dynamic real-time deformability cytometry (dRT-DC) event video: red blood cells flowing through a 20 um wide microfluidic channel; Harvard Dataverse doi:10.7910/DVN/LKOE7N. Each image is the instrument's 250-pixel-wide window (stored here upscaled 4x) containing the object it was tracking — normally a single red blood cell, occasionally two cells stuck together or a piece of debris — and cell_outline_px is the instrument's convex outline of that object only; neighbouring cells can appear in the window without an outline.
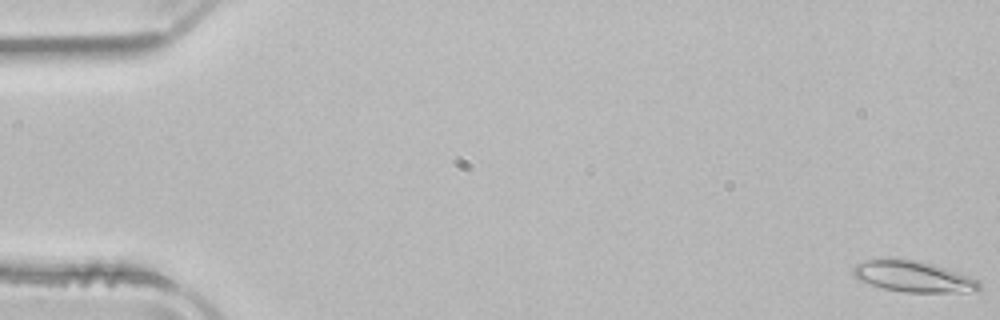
{"species": "common noctule bat (a hibernating species)", "species_latin": "Nyctalus noctula", "temperature_condition": "room temperature", "stored_images_in_passage": 53, "camera_frame_rate_fps": 3000, "um_per_image_px": 0.085, "animal": {"sex": "male", "body_mass_g": 21.5, "forearm_length_mm": 52.0}, "frame": {"image": 1, "passage_image": 1, "time_ms": 0.0, "image_size_px": [1000, 320], "cell_outline_px": [[980, 288], [976, 292], [904, 292], [884, 288], [860, 280], [852, 272], [852, 268], [856, 264], [868, 260], [916, 260], [932, 264], [956, 272], [976, 280], [980, 284]], "centroid_in_image_um": [77.64, 23.53], "position_along_channel_um": 7.4, "area_um2": 22.02}}
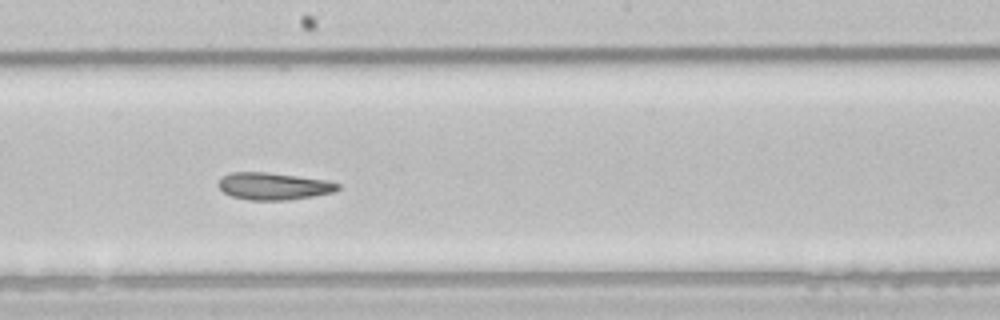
{"frame": {"image": 2, "passage_image": 29, "time_ms": 9.333, "image_size_px": [1000, 320], "cell_outline_px": [[340, 188], [336, 192], [288, 200], [248, 200], [232, 196], [224, 192], [216, 184], [220, 176], [228, 172], [264, 172], [328, 180], [340, 184]], "centroid_in_image_um": [23.23, 15.82], "position_along_channel_um": 225.0, "area_um2": 19.07}}
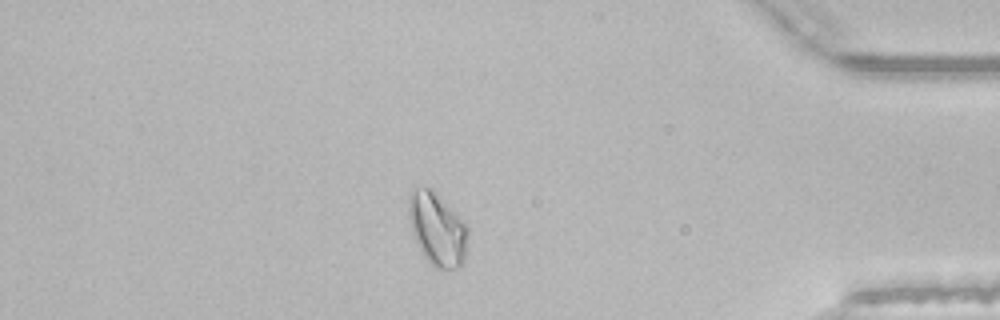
{"frame": {"image": 3, "passage_image": 45, "time_ms": 14.667, "image_size_px": [1000, 320], "cell_outline_px": [[468, 232], [464, 256], [460, 264], [456, 268], [436, 268], [424, 256], [416, 240], [408, 216], [408, 192], [424, 184], [432, 188], [468, 228]], "centroid_in_image_um": [37.12, 19.4], "position_along_channel_um": 398.1, "area_um2": 24.62}, "authors_computed_cell_mechanics": {"area_um2": 21.097, "velocity_mm_per_s": 3.9304, "shape_relaxation_time_tau1_ms": null, "shape_relaxation_time_tau2_ms": 9.2611, "deformation_change_tau1": null, "deformation_change_tau2": 0.1506}}